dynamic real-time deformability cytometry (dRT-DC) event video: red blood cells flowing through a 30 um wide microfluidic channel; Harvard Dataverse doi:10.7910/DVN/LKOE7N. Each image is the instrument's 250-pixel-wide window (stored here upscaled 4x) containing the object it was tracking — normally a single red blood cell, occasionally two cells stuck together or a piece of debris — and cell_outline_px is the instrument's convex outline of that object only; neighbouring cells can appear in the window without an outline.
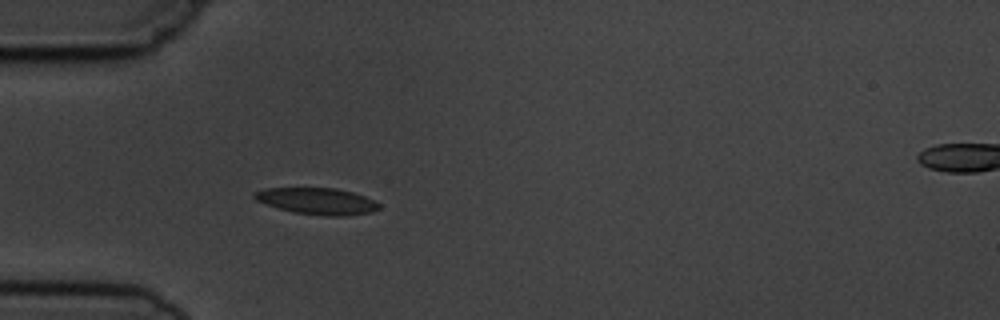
{"species": "common noctule bat (a hibernating species)", "species_latin": "Nyctalus noctula", "temperature_condition": "cold", "stored_images_in_passage": 4, "segment_of_instrument_passage": [1, 2], "camera_frame_rate_fps": 3000, "um_per_image_px": 0.085, "animal": {"sex": "male", "body_mass_g": 19.5, "forearm_length_mm": 54.6}, "frame": {"image": 1, "passage_image": 3, "time_ms": 3.333, "image_size_px": [1000, 320], "cell_outline_px": [[380, 208], [372, 212], [348, 216], [324, 216], [292, 212], [256, 200], [252, 196], [252, 192], [264, 188], [336, 188], [352, 192], [364, 196], [380, 204]], "centroid_in_image_um": [26.96, 17.1], "position_along_channel_um": 58.0, "area_um2": 19.31}}